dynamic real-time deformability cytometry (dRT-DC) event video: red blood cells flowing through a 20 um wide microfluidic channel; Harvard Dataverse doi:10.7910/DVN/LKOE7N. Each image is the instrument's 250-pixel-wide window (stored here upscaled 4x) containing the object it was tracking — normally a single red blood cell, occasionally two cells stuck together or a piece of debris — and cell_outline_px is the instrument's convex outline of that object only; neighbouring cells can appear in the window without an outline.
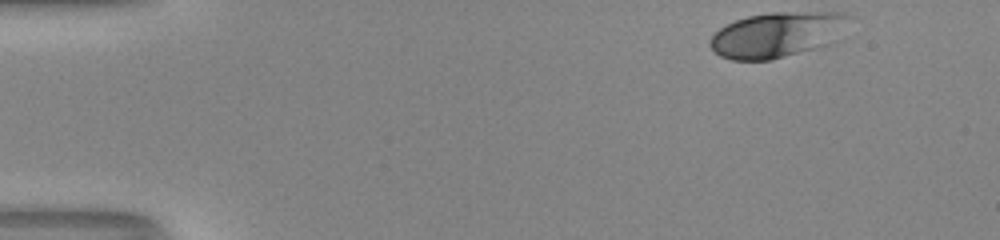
{"species": "human", "species_latin": "Homo sapiens", "temperature_condition": "room temperature", "stored_images_in_passage": 39, "camera_frame_rate_fps": 3000, "um_per_image_px": 0.085, "donor": {"sex": "male"}, "frame": {"image": 1, "passage_image": 1, "time_ms": 0.0, "image_size_px": [1000, 240], "cell_outline_px": [[856, 16], [840, 40], [832, 44], [772, 60], [732, 60], [720, 56], [708, 44], [712, 36], [720, 28], [736, 20], [748, 16], [772, 12], [844, 12]], "centroid_in_image_um": [66.22, 2.93], "position_along_channel_um": 18.8, "area_um2": 37.69}}
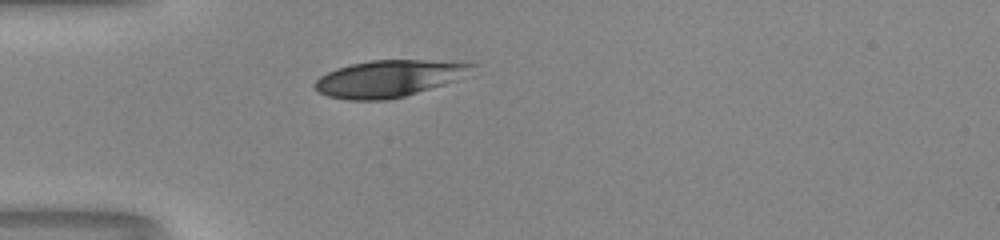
{"frame": {"image": 2, "passage_image": 11, "time_ms": 3.333, "image_size_px": [1000, 240], "cell_outline_px": [[480, 64], [456, 80], [444, 84], [404, 96], [388, 100], [348, 100], [328, 96], [320, 92], [312, 84], [320, 76], [336, 68], [352, 64], [372, 60], [424, 60]], "centroid_in_image_um": [33.02, 6.68], "position_along_channel_um": 52.0, "area_um2": 33.35}}
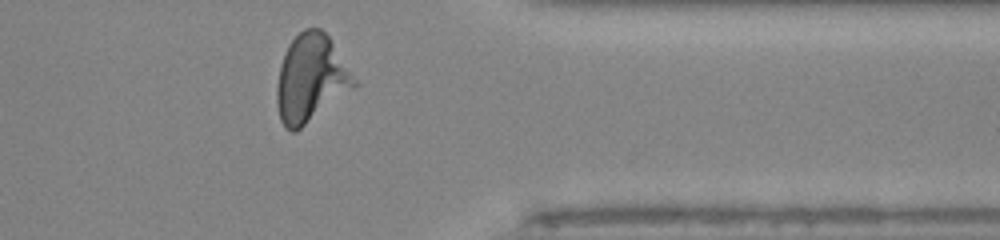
{"frame": {"image": 3, "passage_image": 37, "time_ms": 12.0, "image_size_px": [1000, 240], "cell_outline_px": [[356, 84], [296, 132], [292, 132], [284, 128], [280, 120], [276, 104], [276, 84], [280, 64], [288, 44], [304, 28], [320, 28], [328, 36], [356, 80]], "centroid_in_image_um": [26.34, 6.68], "position_along_channel_um": 385.1, "area_um2": 38.73}, "authors_computed_cell_mechanics": {"area_um2": 36.414, "velocity_mm_per_s": 4.1402, "shape_relaxation_time_tau1_ms": 4.7551, "shape_relaxation_time_tau2_ms": 0.6575, "deformation_change_tau1": 0.2026, "deformation_change_tau2": 0.0536}}